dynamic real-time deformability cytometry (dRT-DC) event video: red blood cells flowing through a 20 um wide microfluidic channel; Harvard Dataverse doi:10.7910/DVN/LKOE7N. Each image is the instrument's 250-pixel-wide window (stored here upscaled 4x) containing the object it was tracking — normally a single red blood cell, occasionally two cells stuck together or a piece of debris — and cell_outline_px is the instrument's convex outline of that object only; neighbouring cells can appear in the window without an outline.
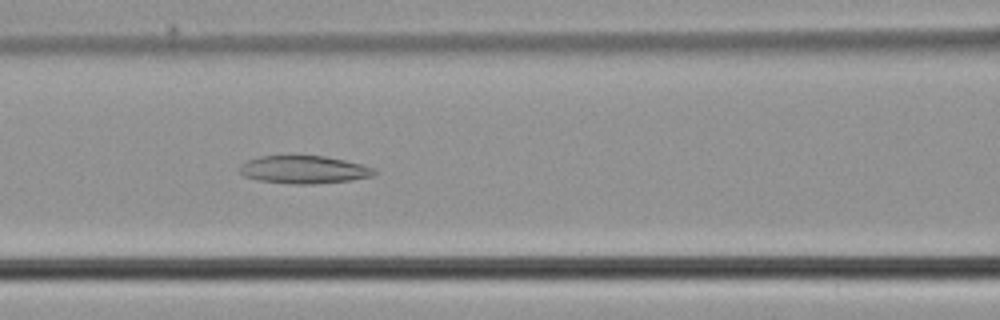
{"species": "common noctule bat (a hibernating species)", "species_latin": "Nyctalus noctula", "temperature_condition": "cold", "stored_images_in_passage": 44, "camera_frame_rate_fps": 3000, "um_per_image_px": 0.085, "animal": {"sex": "male", "body_mass_g": 21.5, "forearm_length_mm": 52.0}, "frame": {"image": 1, "passage_image": 22, "time_ms": 7.0, "image_size_px": [1000, 320], "cell_outline_px": [[376, 172], [372, 176], [352, 180], [312, 184], [292, 184], [260, 180], [244, 176], [240, 172], [240, 164], [248, 160], [260, 156], [324, 156], [344, 160], [376, 168]], "centroid_in_image_um": [25.84, 14.42], "position_along_channel_um": 140.8, "area_um2": 21.68}}
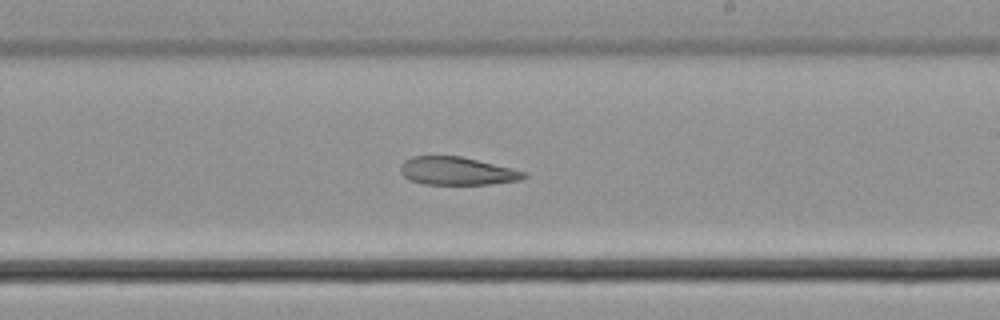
{"frame": {"image": 2, "passage_image": 30, "time_ms": 9.667, "image_size_px": [1000, 320], "cell_outline_px": [[528, 176], [520, 180], [492, 184], [424, 184], [408, 180], [400, 172], [400, 168], [404, 160], [412, 156], [460, 156], [512, 168], [528, 172]], "centroid_in_image_um": [38.85, 14.54], "position_along_channel_um": 250.1, "area_um2": 20.23}}
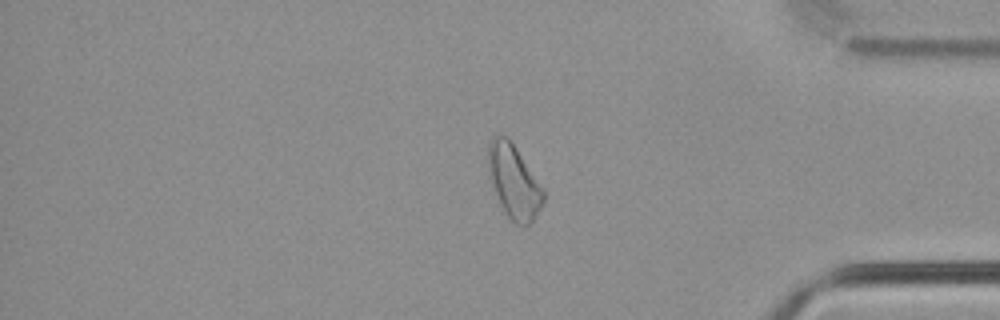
{"frame": {"image": 3, "passage_image": 42, "time_ms": 13.667, "image_size_px": [1000, 320], "cell_outline_px": [[544, 200], [540, 208], [532, 220], [524, 228], [516, 224], [508, 216], [500, 204], [492, 184], [488, 164], [488, 144], [492, 136], [496, 132], [508, 136], [544, 188]], "centroid_in_image_um": [43.68, 15.38], "position_along_channel_um": 391.5, "area_um2": 23.7}}